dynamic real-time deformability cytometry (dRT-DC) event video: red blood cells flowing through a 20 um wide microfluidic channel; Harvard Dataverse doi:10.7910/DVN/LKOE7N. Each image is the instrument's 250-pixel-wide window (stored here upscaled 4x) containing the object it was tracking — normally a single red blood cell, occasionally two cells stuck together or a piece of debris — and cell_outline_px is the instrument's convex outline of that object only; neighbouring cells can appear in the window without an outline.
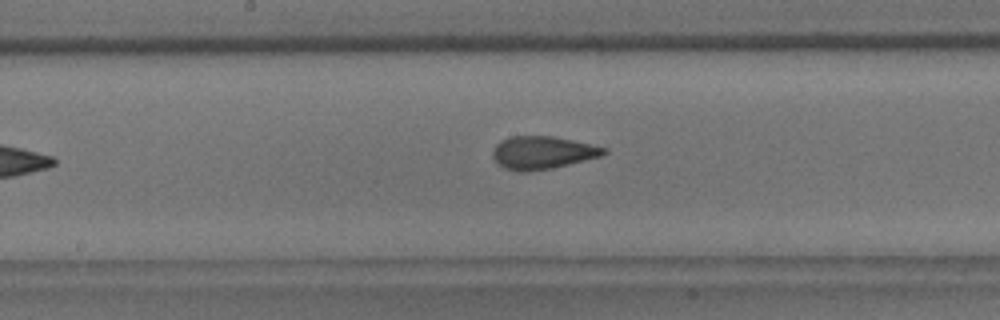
{"species": "common noctule bat (a hibernating species)", "species_latin": "Nyctalus noctula", "temperature_condition": "room temperature", "stored_images_in_passage": 6, "camera_frame_rate_fps": 3000, "um_per_image_px": 0.085, "animal": {"sex": "male", "body_mass_g": 18.8}, "frame": {"image": 1, "passage_image": 6, "time_ms": 6.0, "image_size_px": [1000, 320], "cell_outline_px": [[608, 152], [600, 156], [552, 168], [524, 172], [520, 172], [504, 168], [492, 156], [492, 152], [496, 144], [500, 140], [508, 136], [552, 136], [608, 148]], "centroid_in_image_um": [46.08, 12.96], "position_along_channel_um": 202.1, "area_um2": 21.1}}